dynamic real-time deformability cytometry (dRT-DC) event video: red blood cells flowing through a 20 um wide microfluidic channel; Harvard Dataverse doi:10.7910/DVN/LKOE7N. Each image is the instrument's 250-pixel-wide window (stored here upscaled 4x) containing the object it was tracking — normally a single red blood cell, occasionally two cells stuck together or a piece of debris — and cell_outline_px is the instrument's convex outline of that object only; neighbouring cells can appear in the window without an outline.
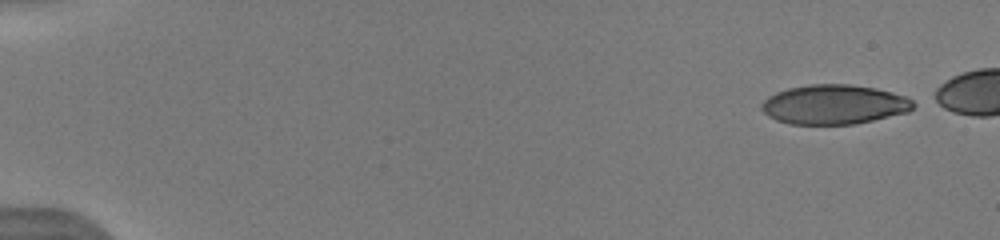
{"species": "human", "species_latin": "Homo sapiens", "temperature_condition": "warm", "stored_images_in_passage": 50, "camera_frame_rate_fps": 3000, "um_per_image_px": 0.085, "donor": {"sex": "male"}, "frame": {"image": 1, "passage_image": 1, "time_ms": 0.0, "image_size_px": [1000, 240], "cell_outline_px": [[916, 104], [908, 112], [856, 124], [788, 124], [776, 120], [768, 116], [760, 108], [760, 104], [768, 96], [776, 92], [788, 88], [808, 84], [852, 84], [876, 88], [908, 96]], "centroid_in_image_um": [70.9, 8.87], "position_along_channel_um": 14.1, "area_um2": 35.26}}